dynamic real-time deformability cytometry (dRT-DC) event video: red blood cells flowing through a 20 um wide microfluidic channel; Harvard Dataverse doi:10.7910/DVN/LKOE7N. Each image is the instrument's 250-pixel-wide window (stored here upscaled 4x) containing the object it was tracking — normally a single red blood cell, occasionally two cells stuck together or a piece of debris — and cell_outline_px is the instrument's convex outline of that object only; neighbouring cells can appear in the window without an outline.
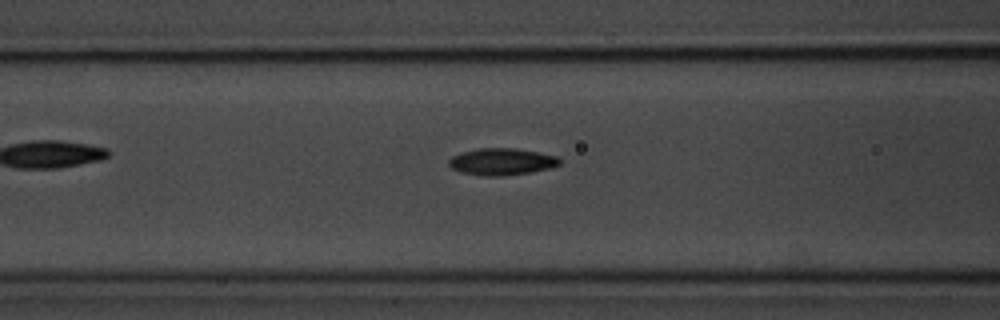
{"species": "common noctule bat (a hibernating species)", "species_latin": "Nyctalus noctula", "temperature_condition": "room temperature", "stored_images_in_passage": 49, "camera_frame_rate_fps": 3000, "um_per_image_px": 0.085, "animal": {"sex": "male", "body_mass_g": 20.1, "forearm_length_mm": 53.5}, "frame": {"image": 1, "passage_image": 21, "time_ms": 6.667, "image_size_px": [1000, 320], "cell_outline_px": [[560, 164], [552, 168], [532, 172], [504, 176], [480, 176], [460, 172], [452, 168], [448, 164], [448, 160], [452, 156], [460, 152], [476, 148], [516, 148], [556, 156], [560, 160]], "centroid_in_image_um": [42.61, 13.75], "position_along_channel_um": 124.0, "area_um2": 17.57}}
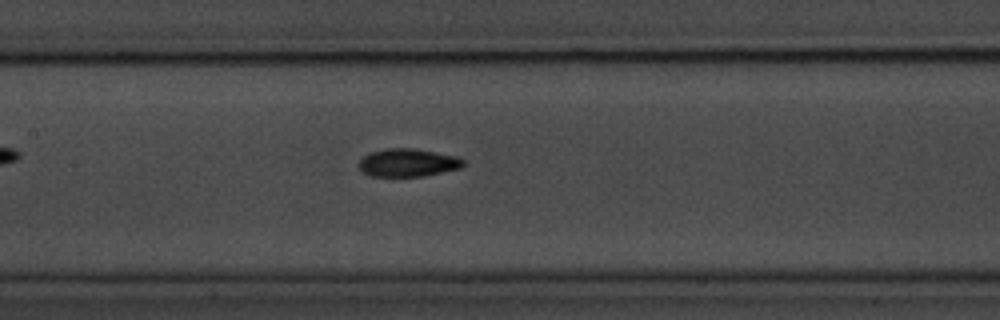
{"frame": {"image": 2, "passage_image": 25, "time_ms": 8.0, "image_size_px": [1000, 320], "cell_outline_px": [[464, 164], [460, 168], [424, 176], [368, 176], [360, 168], [360, 160], [368, 152], [388, 148], [412, 148], [460, 156], [464, 160]], "centroid_in_image_um": [34.69, 13.82], "position_along_channel_um": 172.7, "area_um2": 17.05}}
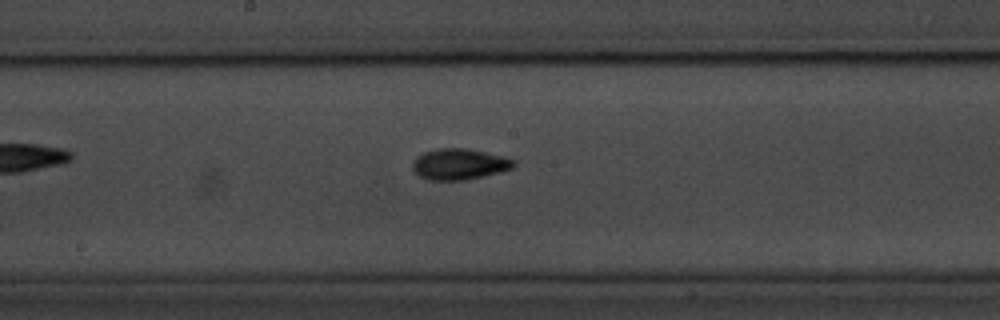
{"frame": {"image": 3, "passage_image": 28, "time_ms": 9.0, "image_size_px": [1000, 320], "cell_outline_px": [[516, 164], [512, 168], [500, 172], [464, 180], [428, 180], [420, 176], [412, 168], [412, 160], [416, 156], [424, 152], [436, 148], [464, 148], [504, 156], [516, 160]], "centroid_in_image_um": [39.02, 13.94], "position_along_channel_um": 209.2, "area_um2": 18.32}}